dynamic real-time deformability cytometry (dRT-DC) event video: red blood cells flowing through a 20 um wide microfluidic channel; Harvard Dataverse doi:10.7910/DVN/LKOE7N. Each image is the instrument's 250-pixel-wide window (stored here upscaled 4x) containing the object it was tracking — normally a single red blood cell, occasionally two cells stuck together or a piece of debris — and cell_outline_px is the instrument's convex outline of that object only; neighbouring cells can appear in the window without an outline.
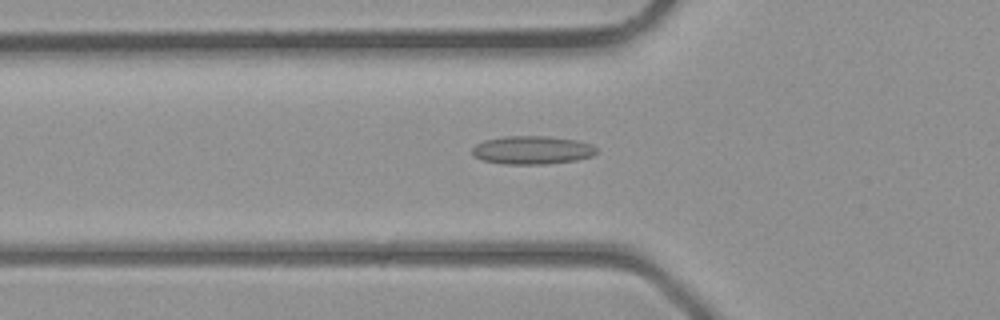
{"species": "common noctule bat (a hibernating species)", "species_latin": "Nyctalus noctula", "temperature_condition": "room temperature", "stored_images_in_passage": 39, "camera_frame_rate_fps": 3000, "um_per_image_px": 0.085, "animal": {"sex": "male", "body_mass_g": 23.1, "forearm_length_mm": 52.7}, "frame": {"image": 1, "passage_image": 14, "time_ms": 4.333, "image_size_px": [1000, 320], "cell_outline_px": [[596, 152], [592, 156], [576, 160], [544, 164], [504, 164], [484, 160], [472, 156], [472, 148], [476, 144], [484, 140], [504, 136], [548, 136], [576, 140], [592, 144], [596, 148]], "centroid_in_image_um": [45.21, 12.75], "position_along_channel_um": 80.6, "area_um2": 20.52}}
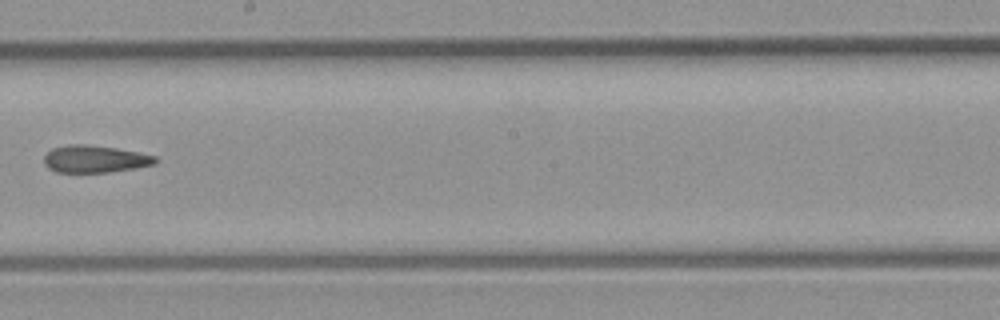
{"frame": {"image": 2, "passage_image": 23, "time_ms": 7.333, "image_size_px": [1000, 320], "cell_outline_px": [[160, 160], [156, 164], [108, 172], [56, 172], [48, 168], [44, 164], [44, 156], [52, 148], [68, 144], [88, 144], [116, 148], [156, 156]], "centroid_in_image_um": [8.05, 13.51], "position_along_channel_um": 240.1, "area_um2": 17.69}}
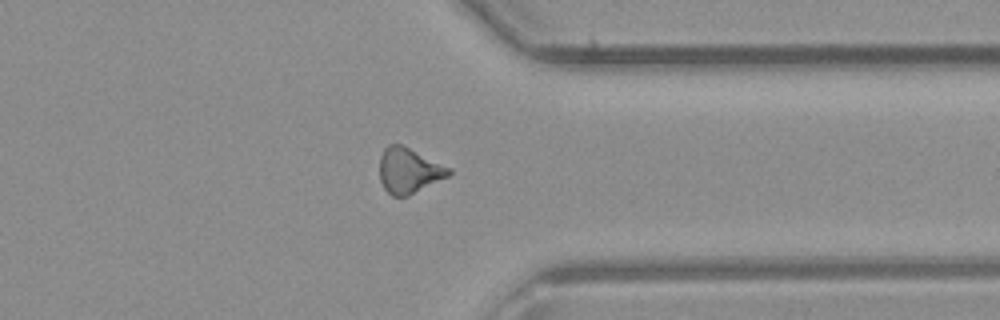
{"frame": {"image": 3, "passage_image": 31, "time_ms": 10.0, "image_size_px": [1000, 320], "cell_outline_px": [[452, 172], [448, 176], [408, 196], [392, 196], [384, 188], [380, 180], [380, 156], [384, 148], [388, 144], [400, 144], [452, 168]], "centroid_in_image_um": [34.74, 14.5], "position_along_channel_um": 376.7, "area_um2": 18.15}}